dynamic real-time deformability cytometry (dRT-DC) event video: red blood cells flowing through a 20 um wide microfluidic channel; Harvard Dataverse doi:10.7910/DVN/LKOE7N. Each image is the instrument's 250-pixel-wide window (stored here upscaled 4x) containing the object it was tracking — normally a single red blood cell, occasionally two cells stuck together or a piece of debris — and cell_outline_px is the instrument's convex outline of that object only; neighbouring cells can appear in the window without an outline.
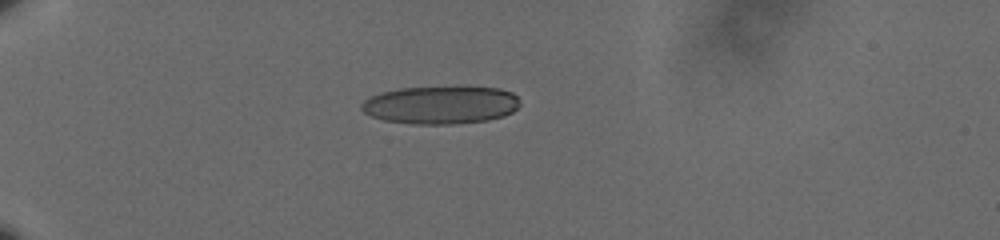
{"species": "human", "species_latin": "Homo sapiens", "temperature_condition": "cold", "stored_images_in_passage": 42, "camera_frame_rate_fps": 3000, "um_per_image_px": 0.085, "donor": {"sex": "male"}, "frame": {"image": 1, "passage_image": 1, "time_ms": 0.0, "image_size_px": [1000, 240], "cell_outline_px": [[520, 104], [512, 112], [504, 116], [488, 120], [456, 124], [412, 124], [384, 120], [372, 116], [364, 112], [360, 108], [360, 104], [364, 100], [380, 92], [400, 88], [500, 88], [512, 92], [520, 100]], "centroid_in_image_um": [37.45, 8.94], "position_along_channel_um": 47.5, "area_um2": 34.8}}
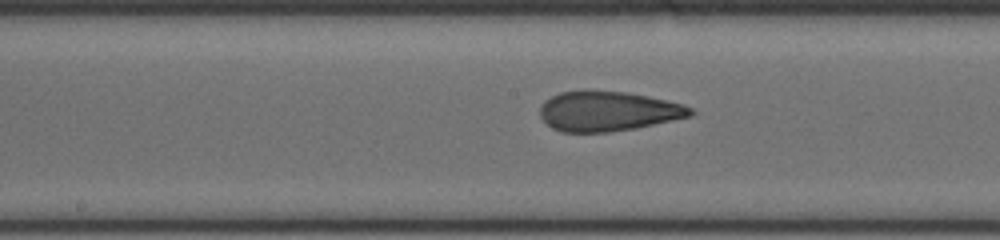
{"frame": {"image": 2, "passage_image": 17, "time_ms": 5.333, "image_size_px": [1000, 240], "cell_outline_px": [[696, 112], [688, 116], [636, 128], [608, 132], [560, 132], [552, 128], [540, 116], [540, 104], [544, 100], [560, 92], [584, 88], [628, 92], [684, 104], [692, 108]], "centroid_in_image_um": [51.62, 9.42], "position_along_channel_um": 196.6, "area_um2": 35.37}}
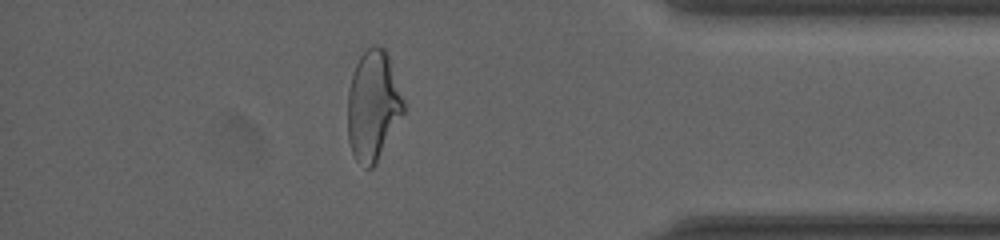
{"frame": {"image": 3, "passage_image": 36, "time_ms": 11.667, "image_size_px": [1000, 240], "cell_outline_px": [[404, 112], [376, 164], [372, 168], [368, 168], [356, 160], [352, 152], [348, 140], [348, 88], [356, 64], [360, 56], [372, 44], [376, 44], [384, 48], [388, 56], [404, 100]], "centroid_in_image_um": [31.7, 8.98], "position_along_channel_um": 403.5, "area_um2": 35.6}, "authors_computed_cell_mechanics": {"area_um2": 35.6337, "velocity_mm_per_s": 3.6135, "shape_relaxation_time_tau1_ms": null, "shape_relaxation_time_tau2_ms": 1.4508, "deformation_change_tau1": null, "deformation_change_tau2": 0.0956}}